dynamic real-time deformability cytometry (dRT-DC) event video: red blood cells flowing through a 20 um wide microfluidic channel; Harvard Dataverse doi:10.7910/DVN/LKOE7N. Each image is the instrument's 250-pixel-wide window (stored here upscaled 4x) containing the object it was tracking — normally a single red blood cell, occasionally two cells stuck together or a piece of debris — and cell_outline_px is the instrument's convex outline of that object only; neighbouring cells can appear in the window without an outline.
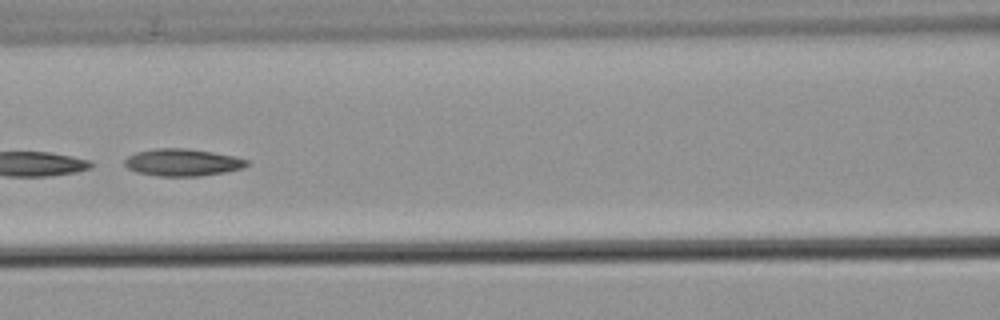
{"species": "common noctule bat (a hibernating species)", "species_latin": "Nyctalus noctula", "temperature_condition": "warm", "stored_images_in_passage": 8, "camera_frame_rate_fps": 3000, "um_per_image_px": 0.085, "animal": {"sex": "male", "body_mass_g": 21.5, "forearm_length_mm": 52.0}, "frame": {"image": 1, "passage_image": 6, "time_ms": 7.0, "image_size_px": [1000, 320], "cell_outline_px": [[248, 164], [244, 168], [224, 172], [200, 176], [160, 176], [136, 172], [128, 168], [124, 164], [124, 160], [128, 156], [136, 152], [156, 148], [188, 148], [212, 152], [232, 156], [248, 160]], "centroid_in_image_um": [15.49, 13.8], "position_along_channel_um": 151.1, "area_um2": 19.31}}